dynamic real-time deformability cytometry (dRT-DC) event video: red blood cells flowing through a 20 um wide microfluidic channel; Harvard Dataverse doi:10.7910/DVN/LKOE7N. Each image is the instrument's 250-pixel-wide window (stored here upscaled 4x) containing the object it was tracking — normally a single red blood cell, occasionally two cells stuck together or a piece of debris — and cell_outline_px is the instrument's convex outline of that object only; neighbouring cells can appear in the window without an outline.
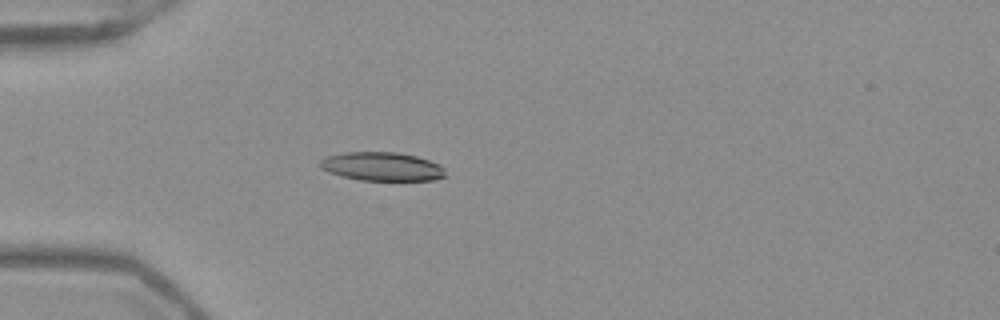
{"species": "Egyptian fruit bat (a non-hibernating species)", "species_latin": "Rousettus aegyptiacus", "temperature_condition": "warm", "stored_images_in_passage": 29, "camera_frame_rate_fps": 3000, "um_per_image_px": 0.085, "frame": {"image": 1, "passage_image": 3, "time_ms": 0.667, "image_size_px": [1000, 320], "cell_outline_px": [[448, 176], [432, 180], [360, 180], [328, 172], [320, 168], [320, 160], [324, 156], [344, 152], [396, 152], [416, 156], [440, 164], [444, 168]], "centroid_in_image_um": [32.47, 14.15], "position_along_channel_um": 52.5, "area_um2": 21.04}}
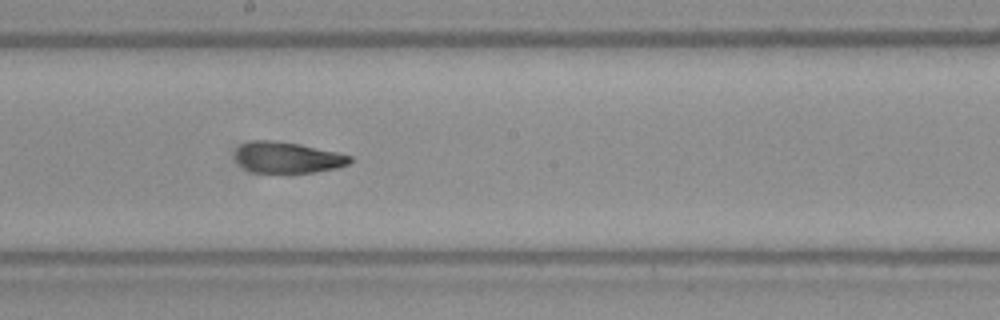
{"frame": {"image": 2, "passage_image": 17, "time_ms": 5.333, "image_size_px": [1000, 320], "cell_outline_px": [[352, 160], [348, 164], [336, 168], [316, 172], [252, 172], [244, 168], [236, 160], [236, 152], [244, 144], [252, 140], [276, 140], [300, 144], [336, 152], [352, 156]], "centroid_in_image_um": [24.46, 13.38], "position_along_channel_um": 223.7, "area_um2": 20.52}}
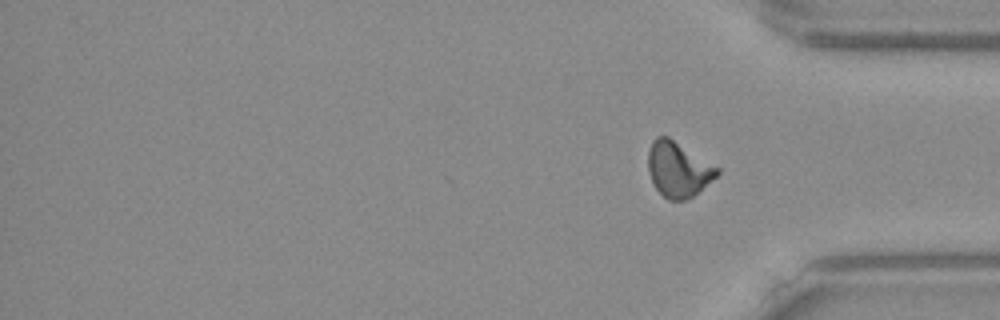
{"frame": {"image": 3, "passage_image": 29, "time_ms": 9.333, "image_size_px": [1000, 320], "cell_outline_px": [[720, 172], [712, 180], [688, 200], [668, 200], [656, 188], [648, 172], [648, 152], [652, 140], [656, 136], [668, 136], [720, 168]], "centroid_in_image_um": [57.64, 14.38], "position_along_channel_um": 377.6, "area_um2": 22.14}, "authors_computed_cell_mechanics": {"area_um2": 21.2126, "velocity_mm_per_s": 3.9311, "shape_relaxation_time_tau1_ms": 6.7155, "shape_relaxation_time_tau2_ms": 2.2692, "deformation_change_tau1": 0.2129, "deformation_change_tau2": 0.0929}}